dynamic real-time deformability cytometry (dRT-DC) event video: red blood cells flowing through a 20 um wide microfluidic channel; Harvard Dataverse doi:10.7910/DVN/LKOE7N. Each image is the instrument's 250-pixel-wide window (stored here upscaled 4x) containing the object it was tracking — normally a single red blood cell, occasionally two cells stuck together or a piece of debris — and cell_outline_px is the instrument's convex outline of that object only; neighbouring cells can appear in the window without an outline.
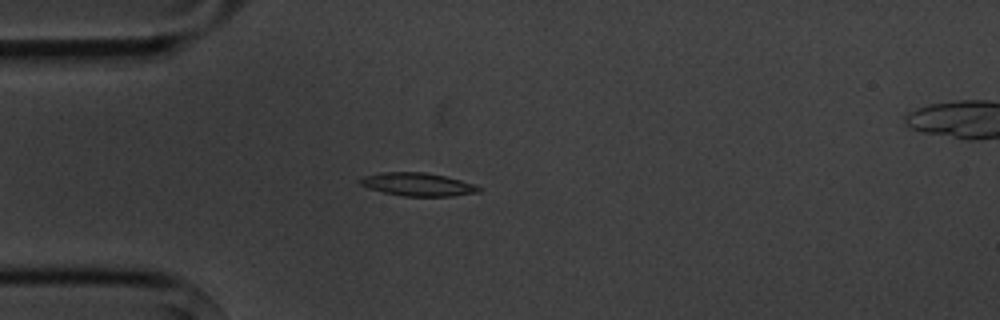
{"species": "common noctule bat (a hibernating species)", "species_latin": "Nyctalus noctula", "temperature_condition": "cold", "stored_images_in_passage": 3, "camera_frame_rate_fps": 3000, "um_per_image_px": 0.085, "animal": {"sex": "male", "body_mass_g": 20.1, "forearm_length_mm": 53.5}, "frame": {"image": 1, "passage_image": 3, "time_ms": 2.333, "image_size_px": [1000, 320], "cell_outline_px": [[480, 192], [452, 196], [404, 196], [384, 192], [368, 188], [360, 184], [356, 180], [364, 176], [380, 172], [424, 172], [444, 176], [460, 180], [472, 184], [480, 188]], "centroid_in_image_um": [35.45, 15.67], "position_along_channel_um": 49.6, "area_um2": 15.9}}